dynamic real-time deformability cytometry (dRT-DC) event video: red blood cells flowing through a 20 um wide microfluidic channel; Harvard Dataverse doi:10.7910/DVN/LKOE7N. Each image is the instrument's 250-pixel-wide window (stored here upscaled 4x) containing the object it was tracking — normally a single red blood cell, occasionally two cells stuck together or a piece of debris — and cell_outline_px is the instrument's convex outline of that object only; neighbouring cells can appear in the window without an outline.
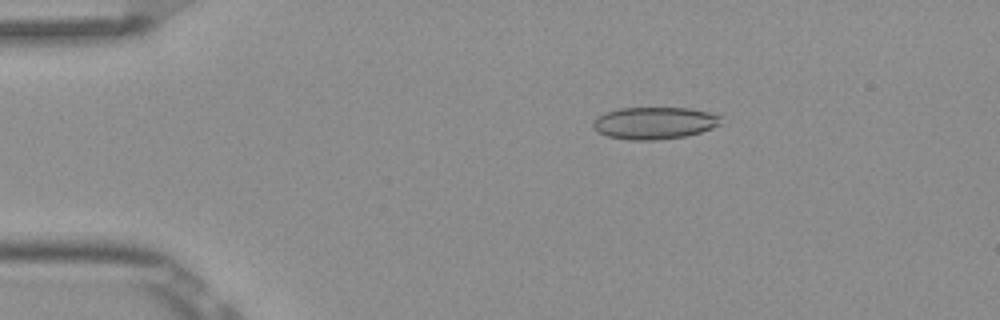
{"species": "Egyptian fruit bat (a non-hibernating species)", "species_latin": "Rousettus aegyptiacus", "temperature_condition": "room temperature", "stored_images_in_passage": 4, "camera_frame_rate_fps": 3000, "um_per_image_px": 0.085, "frame": {"image": 1, "passage_image": 3, "time_ms": 0.667, "image_size_px": [1000, 320], "cell_outline_px": [[720, 124], [712, 128], [700, 132], [684, 136], [656, 140], [628, 140], [608, 136], [600, 132], [592, 124], [596, 116], [604, 112], [620, 108], [688, 108], [708, 112], [720, 116]], "centroid_in_image_um": [55.6, 10.45], "position_along_channel_um": 29.4, "area_um2": 23.76}}